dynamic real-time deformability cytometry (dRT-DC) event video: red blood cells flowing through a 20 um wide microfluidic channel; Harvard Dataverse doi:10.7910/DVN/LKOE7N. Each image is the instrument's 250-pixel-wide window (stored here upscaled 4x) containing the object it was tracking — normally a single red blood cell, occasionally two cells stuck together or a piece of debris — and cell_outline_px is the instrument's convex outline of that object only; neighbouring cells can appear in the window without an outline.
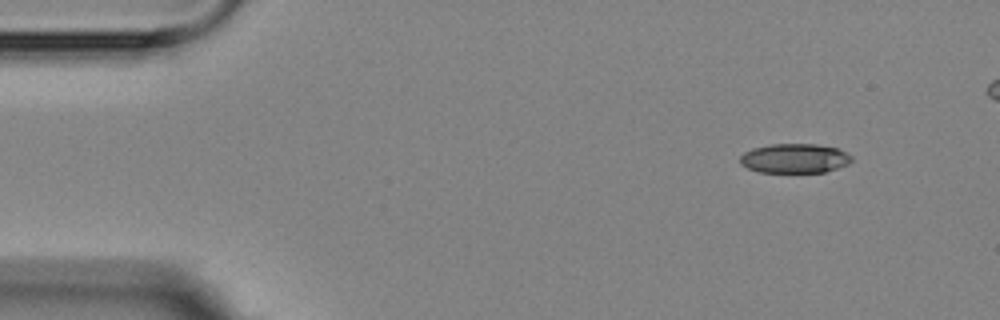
{"species": "Egyptian fruit bat (a non-hibernating species)", "species_latin": "Rousettus aegyptiacus", "temperature_condition": "room temperature", "stored_images_in_passage": 5, "camera_frame_rate_fps": 3000, "um_per_image_px": 0.085, "animal": {"sex": "female"}, "frame": {"image": 1, "passage_image": 1, "time_ms": 0.0, "image_size_px": [1000, 320], "cell_outline_px": [[852, 160], [848, 164], [824, 172], [760, 172], [748, 168], [740, 164], [740, 156], [744, 152], [752, 148], [772, 144], [816, 144], [836, 148], [852, 156]], "centroid_in_image_um": [67.52, 13.46], "position_along_channel_um": 17.5, "area_um2": 19.02}}